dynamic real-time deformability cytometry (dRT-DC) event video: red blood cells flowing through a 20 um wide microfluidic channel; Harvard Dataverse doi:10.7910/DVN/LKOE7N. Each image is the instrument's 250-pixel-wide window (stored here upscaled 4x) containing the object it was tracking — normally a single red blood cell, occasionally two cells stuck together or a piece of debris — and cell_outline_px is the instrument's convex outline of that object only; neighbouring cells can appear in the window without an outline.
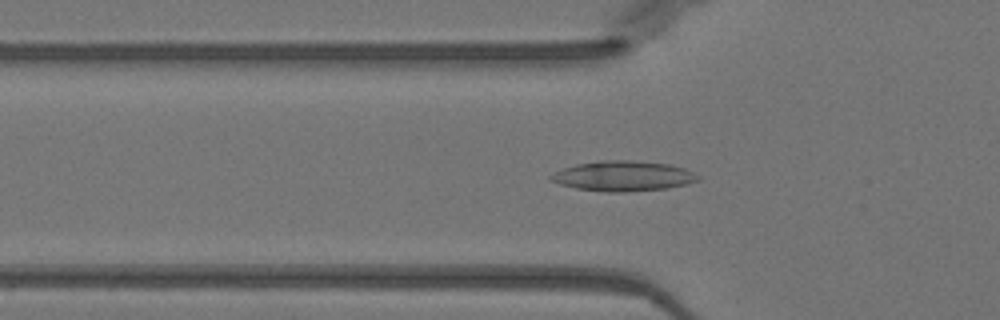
{"species": "Egyptian fruit bat (a non-hibernating species)", "species_latin": "Rousettus aegyptiacus", "temperature_condition": "warm", "stored_images_in_passage": 52, "camera_frame_rate_fps": 3000, "um_per_image_px": 0.085, "animal": {"sex": "female"}, "frame": {"image": 1, "passage_image": 17, "time_ms": 5.333, "image_size_px": [1000, 320], "cell_outline_px": [[700, 180], [668, 188], [624, 192], [608, 192], [576, 188], [560, 184], [548, 180], [548, 176], [564, 168], [576, 164], [600, 160], [628, 160], [668, 164], [684, 168], [700, 176]], "centroid_in_image_um": [52.94, 14.96], "position_along_channel_um": 72.9, "area_um2": 25.72}}
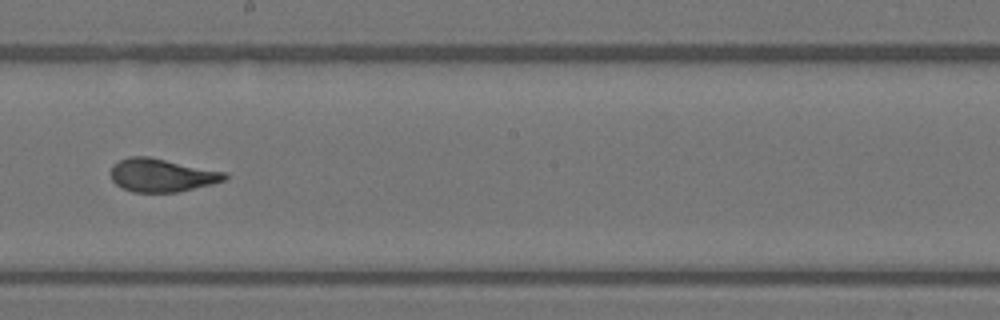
{"frame": {"image": 2, "passage_image": 29, "time_ms": 9.333, "image_size_px": [1000, 320], "cell_outline_px": [[228, 176], [224, 180], [212, 184], [176, 192], [132, 192], [120, 188], [112, 180], [108, 172], [112, 164], [128, 156], [148, 156], [228, 172]], "centroid_in_image_um": [13.7, 14.88], "position_along_channel_um": 234.5, "area_um2": 22.37}}
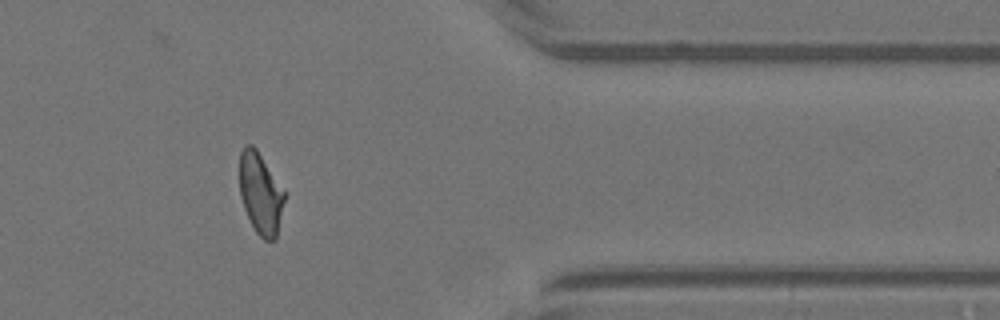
{"frame": {"image": 3, "passage_image": 42, "time_ms": 13.667, "image_size_px": [1000, 320], "cell_outline_px": [[284, 200], [276, 240], [264, 240], [256, 232], [244, 208], [240, 196], [240, 152], [244, 144], [252, 144], [256, 148], [284, 188]], "centroid_in_image_um": [22.14, 16.41], "position_along_channel_um": 389.3, "area_um2": 21.27}, "authors_computed_cell_mechanics": {"area_um2": 22.542, "velocity_mm_per_s": 4.0147, "shape_relaxation_time_tau1_ms": null, "shape_relaxation_time_tau2_ms": 1.0475, "deformation_change_tau1": null, "deformation_change_tau2": 0.089}}